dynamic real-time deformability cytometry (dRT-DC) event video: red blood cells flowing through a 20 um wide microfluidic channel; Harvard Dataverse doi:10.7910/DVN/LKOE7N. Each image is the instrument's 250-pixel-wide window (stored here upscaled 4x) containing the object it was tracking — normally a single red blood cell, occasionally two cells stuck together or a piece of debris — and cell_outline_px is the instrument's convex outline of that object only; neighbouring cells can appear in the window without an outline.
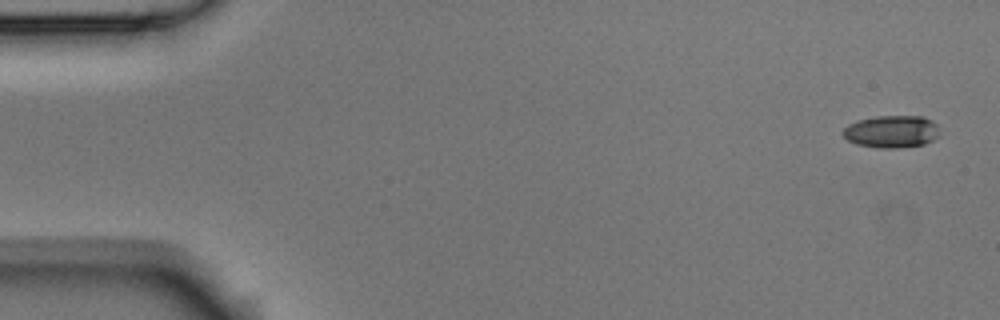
{"species": "Egyptian fruit bat (a non-hibernating species)", "species_latin": "Rousettus aegyptiacus", "temperature_condition": "room temperature", "stored_images_in_passage": 4, "camera_frame_rate_fps": 3000, "um_per_image_px": 0.085, "animal": {"sex": "male"}, "frame": {"image": 1, "passage_image": 1, "time_ms": 0.0, "image_size_px": [1000, 320], "cell_outline_px": [[940, 132], [932, 140], [924, 144], [896, 148], [880, 148], [856, 144], [848, 140], [840, 132], [848, 124], [856, 120], [876, 116], [924, 116], [932, 120], [936, 124]], "centroid_in_image_um": [75.76, 11.17], "position_along_channel_um": 9.2, "area_um2": 18.32}}
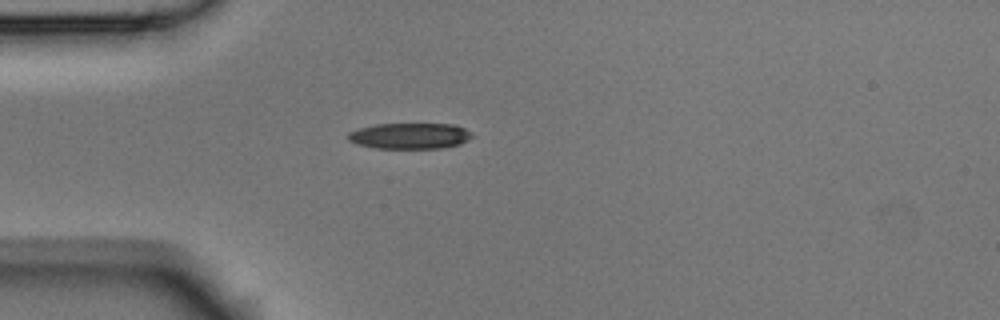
{"frame": {"image": 2, "passage_image": 4, "time_ms": 1.0, "image_size_px": [1000, 320], "cell_outline_px": [[476, 136], [460, 144], [440, 148], [376, 148], [356, 144], [348, 140], [348, 132], [360, 128], [376, 124], [452, 124], [464, 128], [472, 132]], "centroid_in_image_um": [34.86, 11.55], "position_along_channel_um": 50.1, "area_um2": 18.79}}